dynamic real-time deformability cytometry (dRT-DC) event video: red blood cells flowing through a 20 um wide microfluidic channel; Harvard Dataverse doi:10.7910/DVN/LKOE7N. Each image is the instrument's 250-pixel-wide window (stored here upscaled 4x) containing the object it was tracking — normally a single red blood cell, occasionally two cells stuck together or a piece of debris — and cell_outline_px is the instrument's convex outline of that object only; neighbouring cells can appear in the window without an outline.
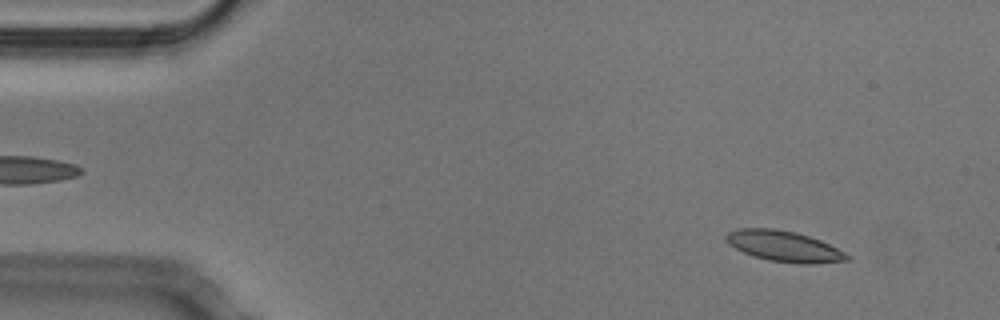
{"species": "Egyptian fruit bat (a non-hibernating species)", "species_latin": "Rousettus aegyptiacus", "temperature_condition": "cold", "stored_images_in_passage": 52, "camera_frame_rate_fps": 3000, "um_per_image_px": 0.085, "animal": {"sex": "male"}, "frame": {"image": 1, "passage_image": 5, "time_ms": 1.333, "image_size_px": [1000, 320], "cell_outline_px": [[852, 256], [848, 260], [812, 264], [804, 264], [768, 260], [744, 252], [728, 244], [724, 240], [724, 236], [728, 232], [736, 228], [776, 228], [796, 232], [820, 240]], "centroid_in_image_um": [66.61, 20.92], "position_along_channel_um": 18.4, "area_um2": 21.62}}
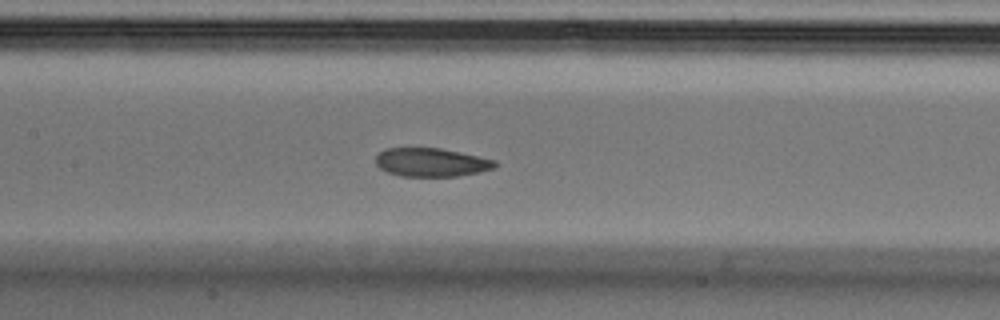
{"frame": {"image": 2, "passage_image": 24, "time_ms": 7.667, "image_size_px": [1000, 320], "cell_outline_px": [[500, 164], [496, 168], [480, 172], [456, 176], [400, 176], [388, 172], [380, 168], [376, 164], [376, 156], [384, 148], [440, 148], [460, 152], [496, 160]], "centroid_in_image_um": [36.7, 13.8], "position_along_channel_um": 170.7, "area_um2": 19.94}}
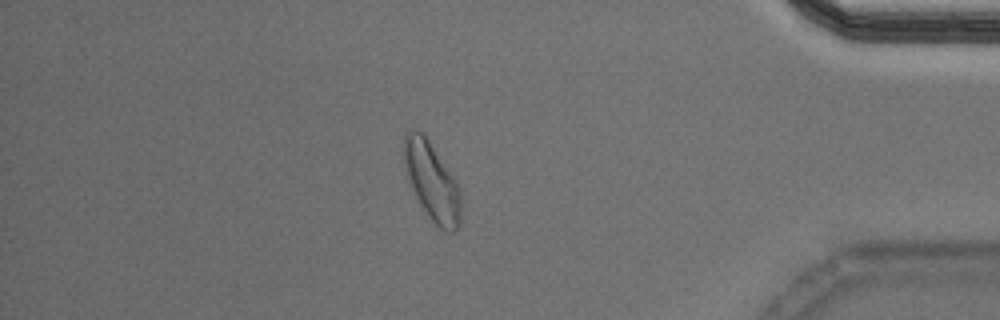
{"frame": {"image": 3, "passage_image": 45, "time_ms": 14.667, "image_size_px": [1000, 320], "cell_outline_px": [[460, 224], [456, 232], [444, 232], [432, 220], [416, 196], [408, 180], [404, 160], [404, 136], [412, 128], [416, 128], [424, 132], [456, 180], [460, 188]], "centroid_in_image_um": [36.73, 15.39], "position_along_channel_um": 398.5, "area_um2": 25.89}, "authors_computed_cell_mechanics": {"area_um2": 21.5016, "velocity_mm_per_s": 3.7769, "shape_relaxation_time_tau1_ms": 4.7249, "shape_relaxation_time_tau2_ms": 1.6683, "deformation_change_tau1": 0.1177, "deformation_change_tau2": 0.065}}